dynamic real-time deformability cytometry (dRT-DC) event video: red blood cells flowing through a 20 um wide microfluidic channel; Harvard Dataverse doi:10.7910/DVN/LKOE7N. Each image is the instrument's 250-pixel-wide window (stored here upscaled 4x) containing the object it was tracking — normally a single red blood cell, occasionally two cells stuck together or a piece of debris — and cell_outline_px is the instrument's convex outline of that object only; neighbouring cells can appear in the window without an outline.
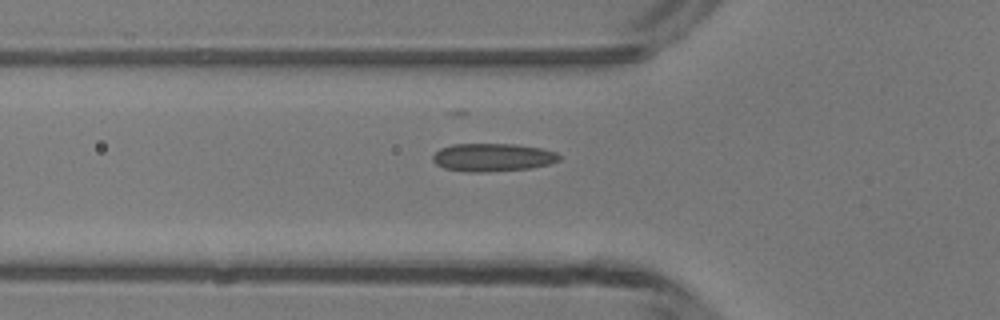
{"species": "common noctule bat (a hibernating species)", "species_latin": "Nyctalus noctula", "temperature_condition": "room temperature", "stored_images_in_passage": 36, "camera_frame_rate_fps": 3000, "um_per_image_px": 0.085, "animal": {"sex": "male", "body_mass_g": 13.3}, "frame": {"image": 1, "passage_image": 10, "time_ms": 3.0, "image_size_px": [1000, 320], "cell_outline_px": [[560, 160], [548, 164], [532, 168], [488, 172], [464, 172], [444, 168], [436, 164], [432, 160], [432, 156], [440, 148], [452, 144], [516, 144], [540, 148], [556, 152], [560, 156]], "centroid_in_image_um": [41.85, 13.38], "position_along_channel_um": 83.9, "area_um2": 20.81}}
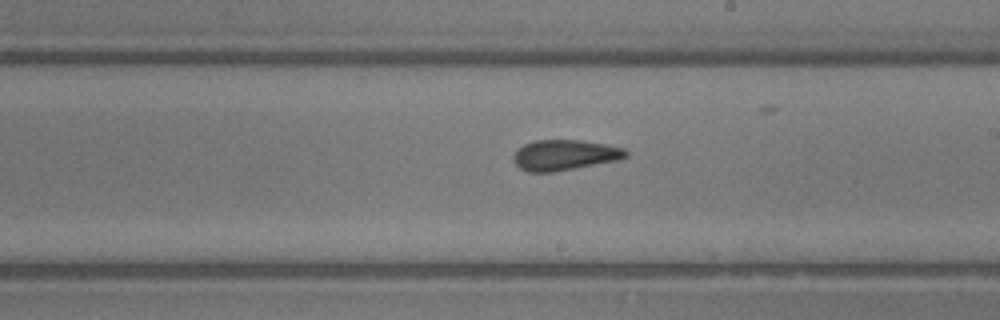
{"frame": {"image": 2, "passage_image": 21, "time_ms": 6.667, "image_size_px": [1000, 320], "cell_outline_px": [[628, 156], [616, 160], [552, 172], [528, 172], [520, 168], [516, 164], [512, 156], [524, 144], [536, 140], [580, 140], [604, 144], [624, 148], [628, 152]], "centroid_in_image_um": [47.98, 13.17], "position_along_channel_um": 241.0, "area_um2": 19.65}}
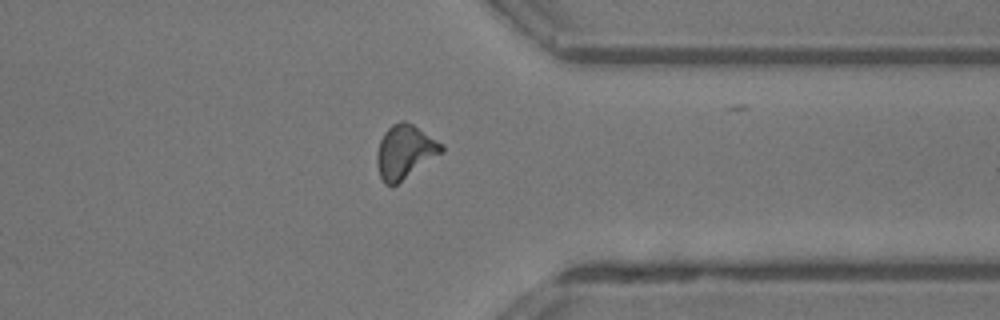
{"frame": {"image": 3, "passage_image": 31, "time_ms": 10.0, "image_size_px": [1000, 320], "cell_outline_px": [[444, 152], [392, 188], [384, 184], [380, 176], [376, 164], [376, 152], [380, 140], [384, 132], [392, 124], [400, 120], [404, 120], [412, 124], [444, 144]], "centroid_in_image_um": [34.41, 12.93], "position_along_channel_um": 377.0, "area_um2": 20.63}, "authors_computed_cell_mechanics": {"area_um2": 19.652, "velocity_mm_per_s": 4.2651, "shape_relaxation_time_tau1_ms": null, "shape_relaxation_time_tau2_ms": 1.2053, "deformation_change_tau1": null, "deformation_change_tau2": 0.0859}}